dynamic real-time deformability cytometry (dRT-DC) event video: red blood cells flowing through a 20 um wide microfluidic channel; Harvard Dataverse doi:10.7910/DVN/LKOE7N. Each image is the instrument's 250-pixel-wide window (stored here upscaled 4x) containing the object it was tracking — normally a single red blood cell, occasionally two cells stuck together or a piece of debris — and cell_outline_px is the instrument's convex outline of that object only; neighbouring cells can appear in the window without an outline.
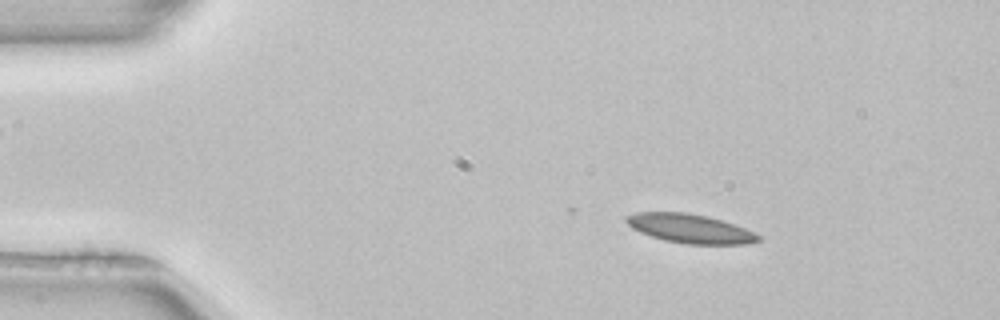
{"species": "common noctule bat (a hibernating species)", "species_latin": "Nyctalus noctula", "temperature_condition": "room temperature", "stored_images_in_passage": 47, "camera_frame_rate_fps": 3000, "um_per_image_px": 0.085, "animal": {"sex": "female", "body_mass_g": 22.7, "forearm_length_mm": 54.2}, "frame": {"image": 1, "passage_image": 8, "time_ms": 2.333, "image_size_px": [1000, 320], "cell_outline_px": [[760, 240], [748, 244], [688, 244], [664, 240], [640, 232], [632, 228], [624, 220], [624, 216], [636, 212], [688, 212], [708, 216], [744, 228], [760, 236]], "centroid_in_image_um": [58.61, 19.42], "position_along_channel_um": 26.4, "area_um2": 22.2}}
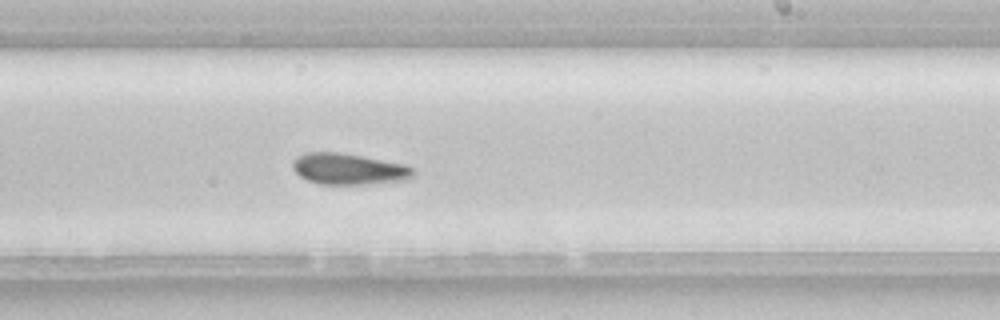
{"frame": {"image": 2, "passage_image": 31, "time_ms": 10.0, "image_size_px": [1000, 320], "cell_outline_px": [[412, 176], [408, 180], [364, 184], [320, 184], [308, 180], [300, 176], [292, 168], [292, 164], [296, 156], [304, 152], [340, 152], [404, 164], [412, 168]], "centroid_in_image_um": [29.59, 14.36], "position_along_channel_um": 259.4, "area_um2": 21.79}}
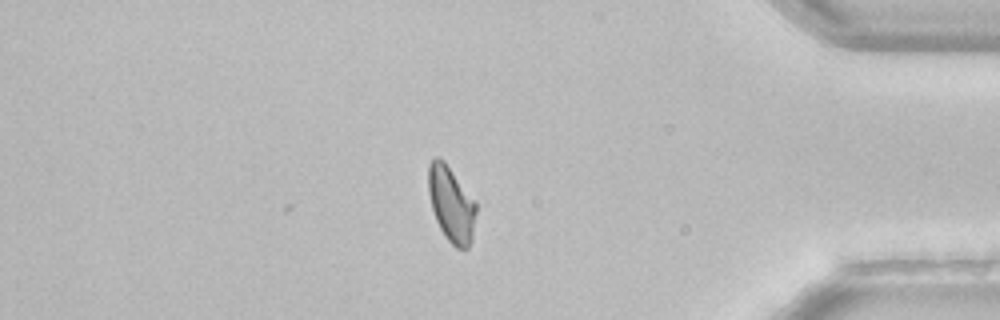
{"frame": {"image": 3, "passage_image": 44, "time_ms": 14.333, "image_size_px": [1000, 320], "cell_outline_px": [[476, 212], [472, 240], [468, 248], [456, 248], [444, 236], [436, 220], [432, 208], [428, 192], [428, 164], [436, 156], [444, 160], [476, 200]], "centroid_in_image_um": [38.36, 17.33], "position_along_channel_um": 396.8, "area_um2": 21.21}}